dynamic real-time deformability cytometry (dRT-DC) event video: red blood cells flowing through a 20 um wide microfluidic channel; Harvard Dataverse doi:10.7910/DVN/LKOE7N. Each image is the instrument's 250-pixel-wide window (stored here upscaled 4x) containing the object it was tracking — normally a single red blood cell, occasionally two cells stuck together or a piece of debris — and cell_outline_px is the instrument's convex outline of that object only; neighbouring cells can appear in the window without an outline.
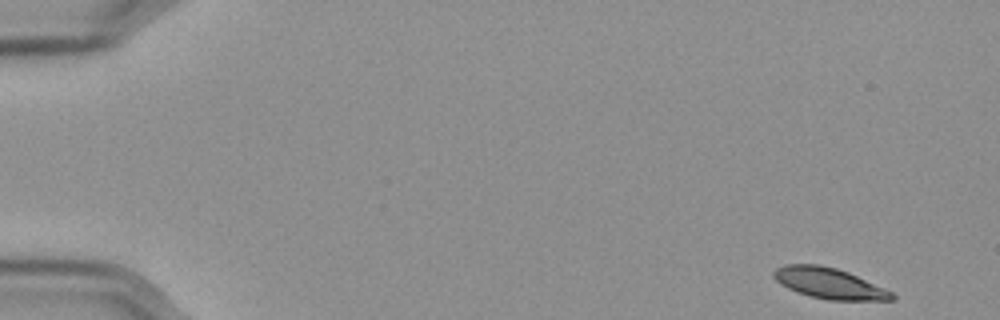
{"species": "Egyptian fruit bat (a non-hibernating species)", "species_latin": "Rousettus aegyptiacus", "temperature_condition": "cold", "stored_images_in_passage": 55, "camera_frame_rate_fps": 3000, "um_per_image_px": 0.085, "frame": {"image": 1, "passage_image": 1, "time_ms": 0.0, "image_size_px": [1000, 320], "cell_outline_px": [[896, 296], [892, 300], [828, 300], [812, 296], [788, 288], [780, 284], [772, 276], [772, 272], [776, 268], [784, 264], [820, 264], [836, 268], [848, 272], [892, 292]], "centroid_in_image_um": [70.44, 24.06], "position_along_channel_um": 14.6, "area_um2": 20.98}}
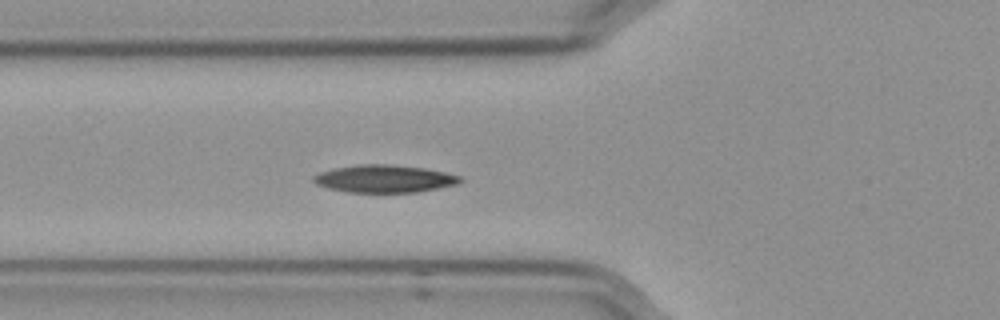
{"frame": {"image": 2, "passage_image": 19, "time_ms": 6.0, "image_size_px": [1000, 320], "cell_outline_px": [[464, 180], [456, 184], [416, 192], [348, 192], [328, 188], [316, 184], [312, 180], [312, 176], [320, 172], [336, 168], [360, 164], [392, 164], [424, 168], [444, 172], [460, 176]], "centroid_in_image_um": [32.65, 15.19], "position_along_channel_um": 93.2, "area_um2": 23.41}}
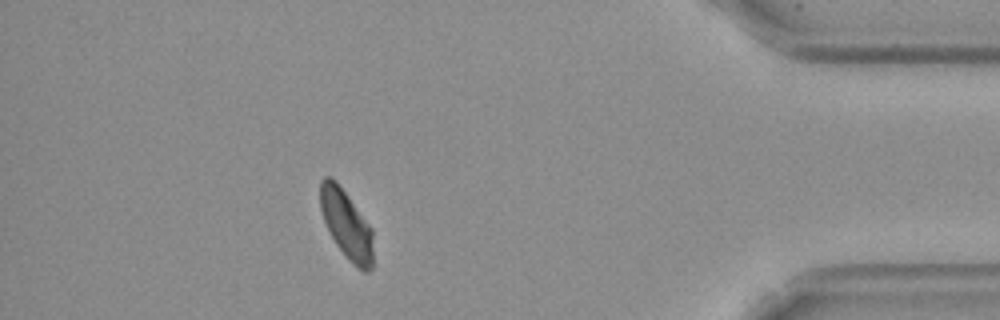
{"frame": {"image": 3, "passage_image": 49, "time_ms": 16.0, "image_size_px": [1000, 320], "cell_outline_px": [[372, 268], [368, 272], [364, 272], [352, 264], [348, 260], [336, 244], [324, 220], [320, 208], [320, 180], [324, 176], [328, 176], [336, 180], [372, 228]], "centroid_in_image_um": [29.44, 19.07], "position_along_channel_um": 405.8, "area_um2": 21.04}, "authors_computed_cell_mechanics": {"area_um2": 22.3686, "velocity_mm_per_s": 3.5383, "shape_relaxation_time_tau1_ms": 3.9867, "shape_relaxation_time_tau2_ms": 4.7652, "deformation_change_tau1": 0.1226, "deformation_change_tau2": 0.0776}}